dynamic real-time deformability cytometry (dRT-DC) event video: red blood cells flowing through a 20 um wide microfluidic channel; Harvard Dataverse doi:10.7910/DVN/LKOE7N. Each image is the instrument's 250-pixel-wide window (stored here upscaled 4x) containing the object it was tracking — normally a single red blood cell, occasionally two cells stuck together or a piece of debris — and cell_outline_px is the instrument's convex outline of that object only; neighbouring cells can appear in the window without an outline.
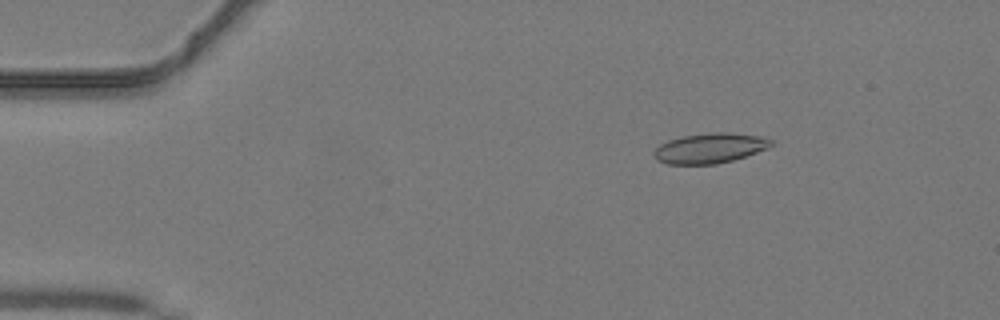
{"species": "common noctule bat (a hibernating species)", "species_latin": "Nyctalus noctula", "temperature_condition": "warm", "stored_images_in_passage": 45, "camera_frame_rate_fps": 3000, "um_per_image_px": 0.085, "animal": {"sex": "male", "body_mass_g": 19.2, "forearm_length_mm": 51.8}, "frame": {"image": 1, "passage_image": 8, "time_ms": 2.333, "image_size_px": [1000, 320], "cell_outline_px": [[760, 148], [752, 152], [728, 160], [704, 164], [676, 164], [664, 160], [668, 144], [676, 140], [696, 136], [748, 136], [760, 140]], "centroid_in_image_um": [60.32, 12.68], "position_along_channel_um": 24.7, "area_um2": 15.43}}
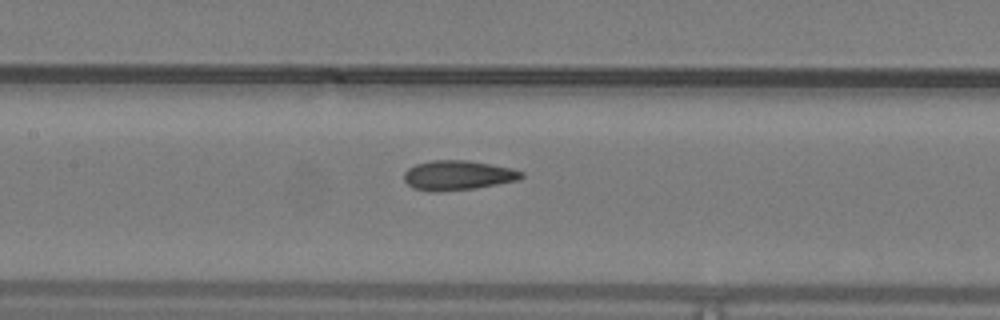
{"frame": {"image": 2, "passage_image": 22, "time_ms": 7.0, "image_size_px": [1000, 320], "cell_outline_px": [[520, 176], [508, 180], [488, 184], [460, 188], [424, 188], [412, 184], [408, 180], [408, 172], [412, 168], [424, 164], [480, 164], [500, 168], [516, 172]], "centroid_in_image_um": [38.89, 14.92], "position_along_channel_um": 168.5, "area_um2": 15.32}}
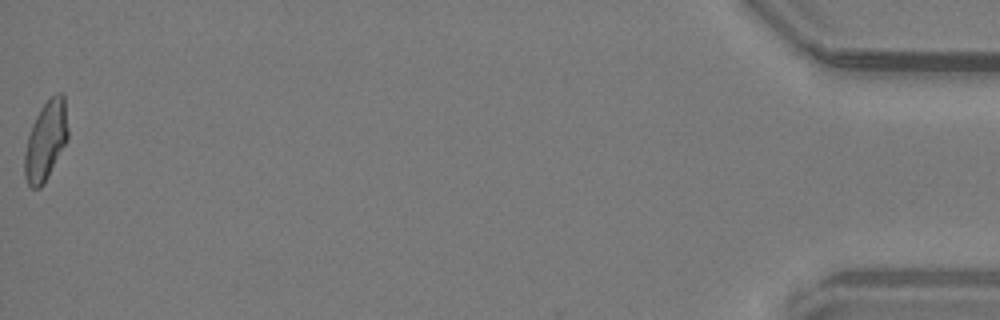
{"frame": {"image": 3, "passage_image": 45, "time_ms": 14.667, "image_size_px": [1000, 320], "cell_outline_px": [[64, 140], [44, 180], [40, 184], [28, 176], [28, 148], [40, 116], [44, 108], [60, 104], [64, 108]], "centroid_in_image_um": [3.9, 12.1], "position_along_channel_um": 431.3, "area_um2": 13.99}}